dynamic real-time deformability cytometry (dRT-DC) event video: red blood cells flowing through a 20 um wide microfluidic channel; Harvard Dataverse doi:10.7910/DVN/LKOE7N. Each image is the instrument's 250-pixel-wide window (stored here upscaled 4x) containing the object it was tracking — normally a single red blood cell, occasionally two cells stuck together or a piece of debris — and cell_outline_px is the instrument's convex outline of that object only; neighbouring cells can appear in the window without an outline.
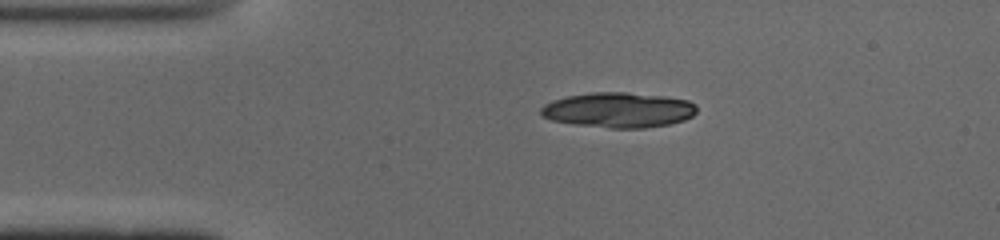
{"species": "common noctule bat (a hibernating species)", "species_latin": "Nyctalus noctula", "temperature_condition": "cold", "stored_images_in_passage": 4, "camera_frame_rate_fps": 3000, "um_per_image_px": 0.085, "animal": {"sex": "male", "body_mass_g": 19.0, "forearm_length_mm": 50.8}, "frame": {"image": 1, "passage_image": 1, "time_ms": 0.0, "image_size_px": [1000, 240], "cell_outline_px": [[692, 112], [688, 116], [676, 120], [664, 120], [564, 100], [580, 96], [632, 96], [680, 100], [692, 104]], "centroid_in_image_um": [54.41, 9.0], "position_along_channel_um": 30.6, "area_um2": 13.18}}